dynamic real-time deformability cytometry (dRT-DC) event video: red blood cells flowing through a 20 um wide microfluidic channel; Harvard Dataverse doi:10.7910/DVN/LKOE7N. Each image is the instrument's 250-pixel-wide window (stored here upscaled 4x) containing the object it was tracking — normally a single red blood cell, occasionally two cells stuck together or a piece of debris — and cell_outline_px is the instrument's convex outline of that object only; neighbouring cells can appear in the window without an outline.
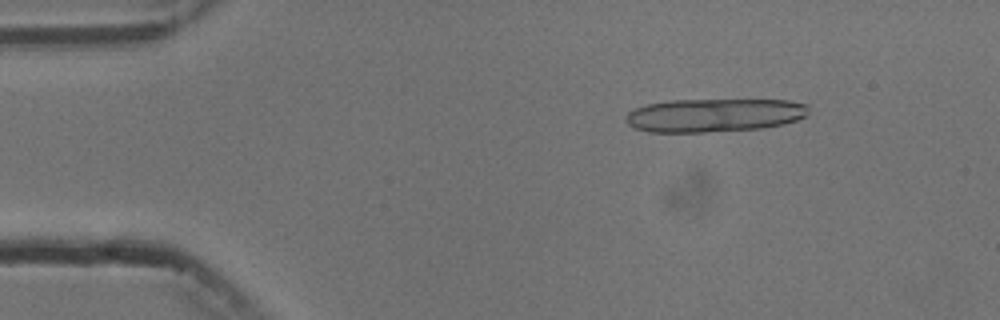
{"species": "common noctule bat (a hibernating species)", "species_latin": "Nyctalus noctula", "temperature_condition": "cold", "stored_images_in_passage": 5, "camera_frame_rate_fps": 3000, "um_per_image_px": 0.085, "animal": {"sex": "male", "body_mass_g": 13.3}, "frame": {"image": 1, "passage_image": 2, "time_ms": 1.333, "image_size_px": [1000, 320], "cell_outline_px": [[808, 112], [804, 116], [796, 120], [784, 124], [764, 128], [704, 132], [648, 132], [636, 128], [628, 124], [624, 120], [624, 116], [628, 112], [636, 108], [648, 104], [672, 100], [788, 100], [808, 104]], "centroid_in_image_um": [60.7, 9.79], "position_along_channel_um": 24.3, "area_um2": 35.66}}
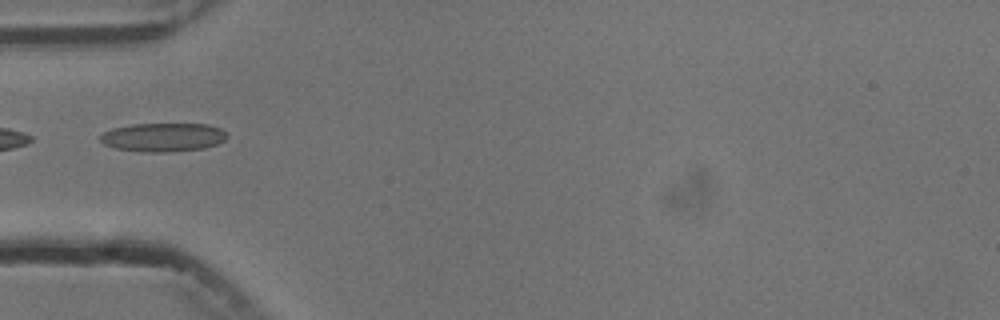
{"frame": {"image": 2, "passage_image": 5, "time_ms": 4.667, "image_size_px": [1000, 320], "cell_outline_px": [[228, 136], [224, 140], [216, 144], [204, 148], [164, 152], [144, 152], [112, 148], [104, 144], [100, 140], [100, 136], [104, 132], [112, 128], [132, 124], [208, 124], [220, 128], [228, 132]], "centroid_in_image_um": [13.86, 11.66], "position_along_channel_um": 71.1, "area_um2": 21.27}}